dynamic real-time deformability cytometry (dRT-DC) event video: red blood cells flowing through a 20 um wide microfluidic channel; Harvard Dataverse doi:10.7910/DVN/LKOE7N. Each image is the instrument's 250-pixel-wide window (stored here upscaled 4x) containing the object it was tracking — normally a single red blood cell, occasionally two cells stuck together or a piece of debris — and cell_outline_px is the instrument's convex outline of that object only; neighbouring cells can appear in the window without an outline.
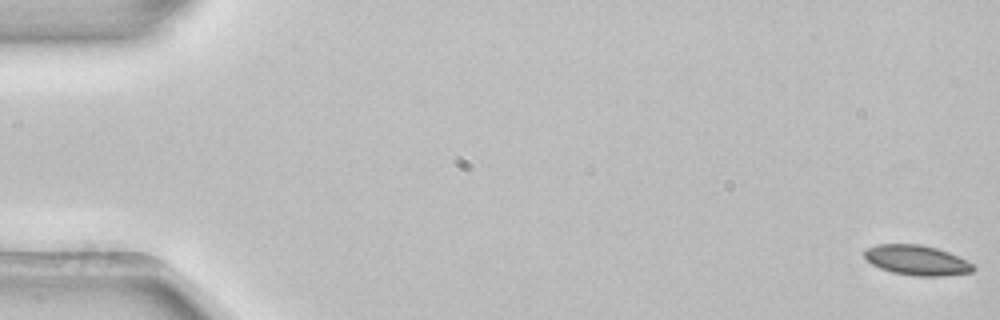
{"species": "common noctule bat (a hibernating species)", "species_latin": "Nyctalus noctula", "temperature_condition": "room temperature", "stored_images_in_passage": 55, "camera_frame_rate_fps": 3000, "um_per_image_px": 0.085, "animal": {"sex": "female", "body_mass_g": 22.7, "forearm_length_mm": 54.2}, "frame": {"image": 1, "passage_image": 1, "time_ms": 0.0, "image_size_px": [1000, 320], "cell_outline_px": [[976, 268], [972, 272], [940, 276], [916, 276], [892, 272], [880, 268], [872, 264], [864, 256], [864, 252], [868, 248], [876, 244], [920, 244], [936, 248], [948, 252], [976, 264]], "centroid_in_image_um": [77.96, 22.12], "position_along_channel_um": 7.0, "area_um2": 19.02}}
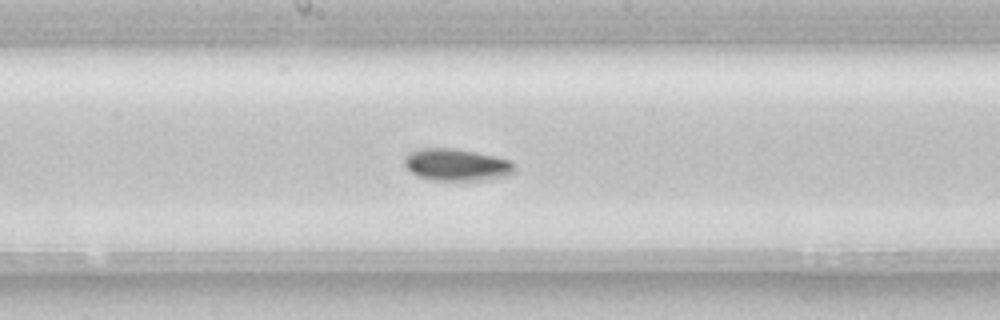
{"frame": {"image": 2, "passage_image": 29, "time_ms": 9.333, "image_size_px": [1000, 320], "cell_outline_px": [[516, 168], [512, 172], [504, 176], [484, 180], [432, 180], [420, 176], [412, 172], [404, 164], [404, 156], [408, 152], [420, 148], [456, 148], [496, 156], [508, 160]], "centroid_in_image_um": [38.77, 13.99], "position_along_channel_um": 209.4, "area_um2": 20.46}}
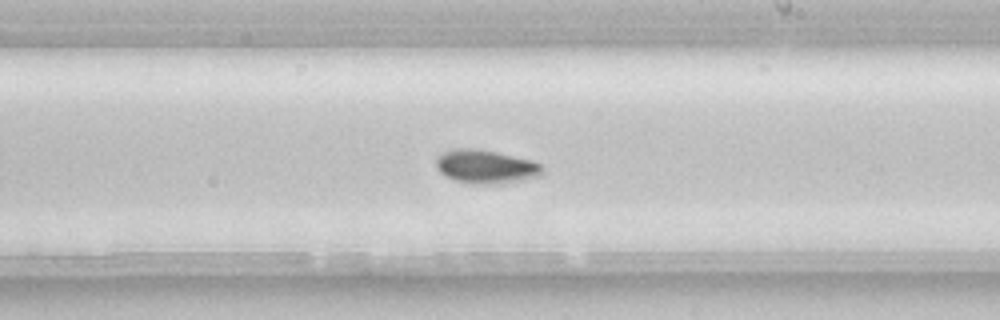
{"frame": {"image": 3, "passage_image": 32, "time_ms": 10.333, "image_size_px": [1000, 320], "cell_outline_px": [[544, 172], [540, 176], [500, 184], [480, 184], [456, 180], [440, 172], [436, 168], [436, 156], [452, 148], [476, 148], [496, 152], [532, 160], [540, 164], [544, 168]], "centroid_in_image_um": [41.3, 14.15], "position_along_channel_um": 247.7, "area_um2": 20.81}, "authors_computed_cell_mechanics": {"area_um2": 19.3052, "velocity_mm_per_s": 3.8464, "shape_relaxation_time_tau1_ms": 3.8277, "shape_relaxation_time_tau2_ms": null, "deformation_change_tau1": 0.0866, "deformation_change_tau2": null}}